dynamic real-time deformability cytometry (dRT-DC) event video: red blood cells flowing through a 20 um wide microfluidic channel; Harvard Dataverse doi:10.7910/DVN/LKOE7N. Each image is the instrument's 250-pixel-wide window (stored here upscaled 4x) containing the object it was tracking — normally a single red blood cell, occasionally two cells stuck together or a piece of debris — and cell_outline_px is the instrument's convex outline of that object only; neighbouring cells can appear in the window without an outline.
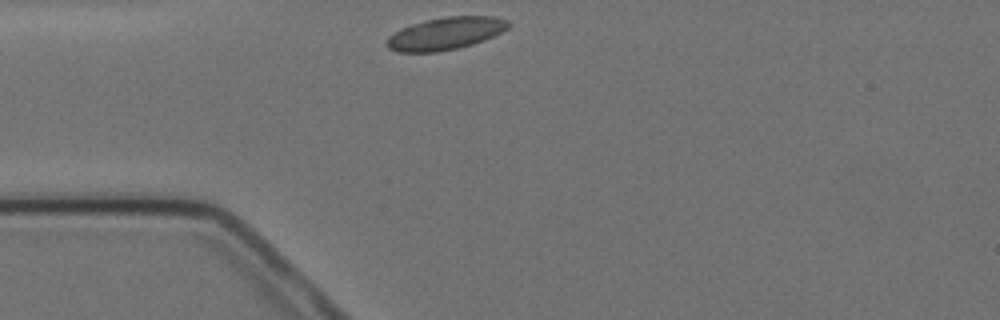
{"species": "Egyptian fruit bat (a non-hibernating species)", "species_latin": "Rousettus aegyptiacus", "temperature_condition": "cold", "stored_images_in_passage": 1, "camera_frame_rate_fps": 3000, "um_per_image_px": 0.085, "animal": {"sex": "female"}, "frame": {"image": 1, "passage_image": 1, "time_ms": 0.0, "image_size_px": [1000, 320], "cell_outline_px": [[512, 24], [508, 28], [492, 36], [472, 44], [456, 48], [436, 52], [400, 52], [388, 48], [384, 44], [388, 36], [400, 28], [424, 20], [448, 16], [492, 16], [508, 20]], "centroid_in_image_um": [37.83, 2.84], "position_along_channel_um": 47.2, "area_um2": 22.95}}